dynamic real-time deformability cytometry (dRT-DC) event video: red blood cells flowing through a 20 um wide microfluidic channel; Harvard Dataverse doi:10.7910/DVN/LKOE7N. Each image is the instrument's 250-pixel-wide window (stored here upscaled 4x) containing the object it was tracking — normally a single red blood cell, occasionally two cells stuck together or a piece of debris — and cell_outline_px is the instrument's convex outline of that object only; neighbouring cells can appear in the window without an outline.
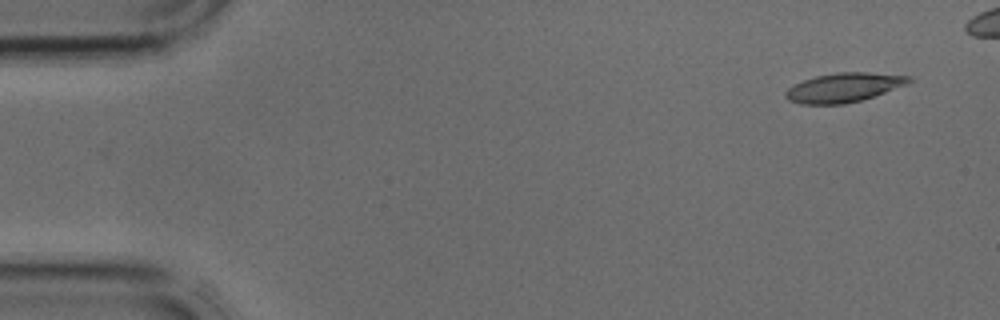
{"species": "common noctule bat (a hibernating species)", "species_latin": "Nyctalus noctula", "temperature_condition": "cold", "stored_images_in_passage": 4, "camera_frame_rate_fps": 3000, "um_per_image_px": 0.085, "animal": {"sex": "male", "body_mass_g": 17.9, "forearm_length_mm": 54.2}, "frame": {"image": 1, "passage_image": 1, "time_ms": 0.0, "image_size_px": [1000, 320], "cell_outline_px": [[912, 80], [908, 84], [860, 100], [844, 104], [800, 104], [788, 100], [784, 96], [784, 92], [788, 88], [804, 80], [816, 76], [840, 72], [868, 72], [912, 76]], "centroid_in_image_um": [71.71, 7.44], "position_along_channel_um": 13.3, "area_um2": 20.81}}